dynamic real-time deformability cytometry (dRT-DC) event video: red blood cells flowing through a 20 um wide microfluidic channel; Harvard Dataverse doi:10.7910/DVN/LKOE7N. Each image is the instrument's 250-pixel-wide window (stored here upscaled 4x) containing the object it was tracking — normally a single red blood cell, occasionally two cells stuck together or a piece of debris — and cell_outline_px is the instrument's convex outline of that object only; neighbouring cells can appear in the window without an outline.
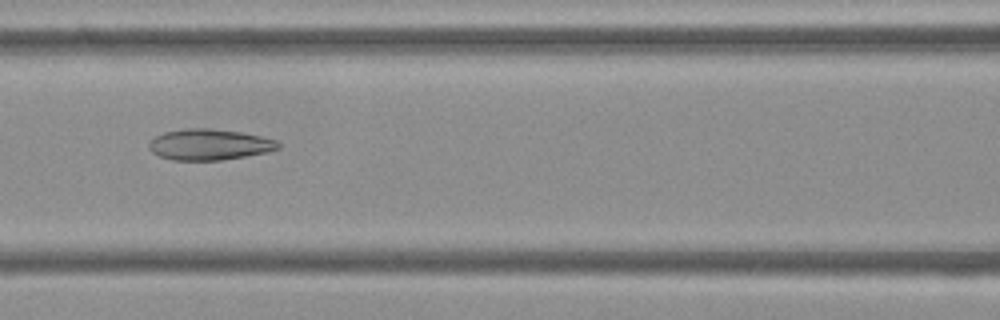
{"species": "Egyptian fruit bat (a non-hibernating species)", "species_latin": "Rousettus aegyptiacus", "temperature_condition": "cold", "stored_images_in_passage": 37, "camera_frame_rate_fps": 3000, "um_per_image_px": 0.085, "frame": {"image": 1, "passage_image": 7, "time_ms": 2.0, "image_size_px": [1000, 320], "cell_outline_px": [[280, 148], [268, 152], [220, 160], [172, 160], [160, 156], [152, 152], [148, 148], [148, 140], [164, 132], [184, 128], [208, 128], [240, 132], [260, 136], [276, 140], [280, 144]], "centroid_in_image_um": [17.76, 12.28], "position_along_channel_um": 148.8, "area_um2": 23.35}}
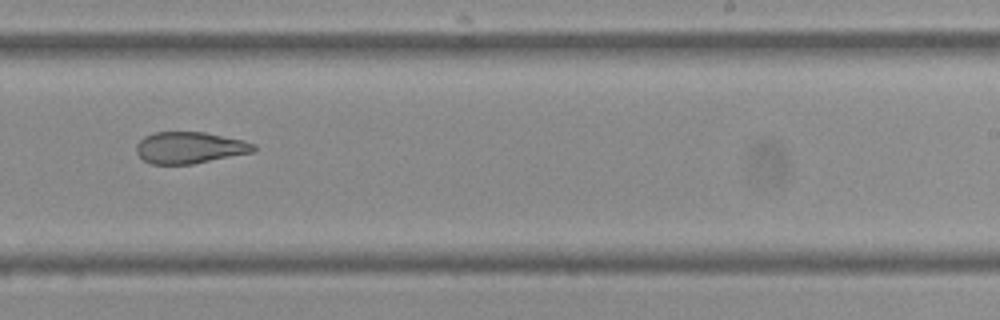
{"frame": {"image": 2, "passage_image": 17, "time_ms": 5.333, "image_size_px": [1000, 320], "cell_outline_px": [[256, 152], [192, 164], [152, 164], [144, 160], [136, 152], [136, 144], [144, 136], [156, 132], [204, 132], [244, 140], [256, 144]], "centroid_in_image_um": [16.16, 12.55], "position_along_channel_um": 272.8, "area_um2": 21.73}}
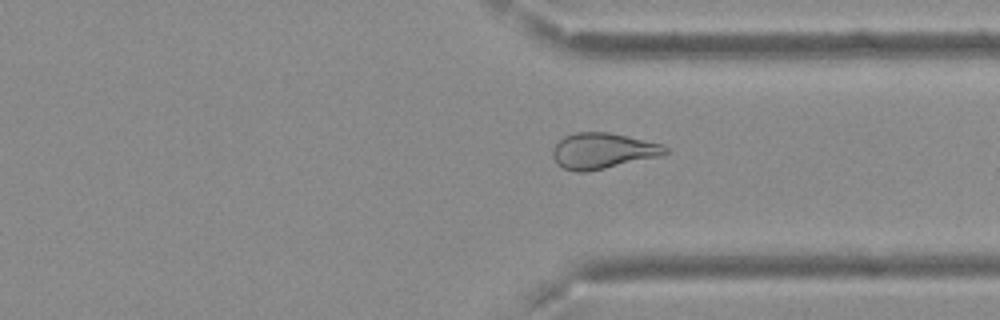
{"frame": {"image": 3, "passage_image": 24, "time_ms": 7.667, "image_size_px": [1000, 320], "cell_outline_px": [[668, 152], [660, 156], [604, 168], [584, 172], [576, 172], [564, 168], [556, 164], [552, 156], [552, 148], [564, 136], [576, 132], [608, 132], [664, 144], [668, 148]], "centroid_in_image_um": [51.21, 12.81], "position_along_channel_um": 360.2, "area_um2": 23.41}}